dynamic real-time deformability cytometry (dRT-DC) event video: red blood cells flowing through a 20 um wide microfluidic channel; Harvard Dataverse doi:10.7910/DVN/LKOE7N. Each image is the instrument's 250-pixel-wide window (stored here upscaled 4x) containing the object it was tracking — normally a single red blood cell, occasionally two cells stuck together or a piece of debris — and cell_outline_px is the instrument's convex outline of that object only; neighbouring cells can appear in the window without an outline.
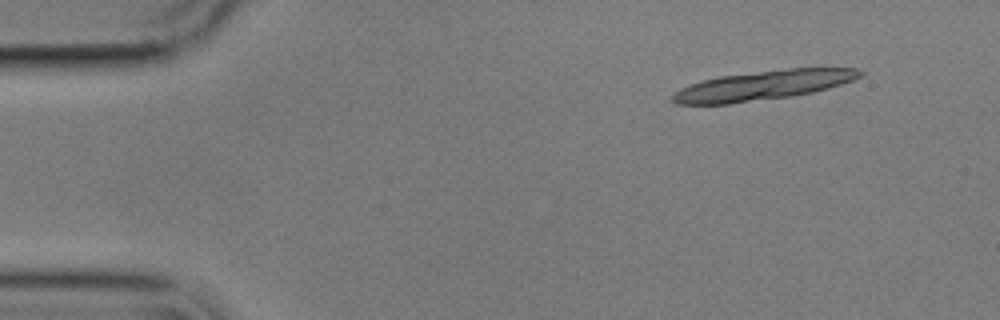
{"species": "common noctule bat (a hibernating species)", "species_latin": "Nyctalus noctula", "temperature_condition": "cold", "stored_images_in_passage": 14, "camera_frame_rate_fps": 3000, "um_per_image_px": 0.085, "animal": {"sex": "male", "body_mass_g": 17.9}, "frame": {"image": 1, "passage_image": 1, "time_ms": 0.0, "image_size_px": [1000, 320], "cell_outline_px": [[864, 76], [828, 88], [812, 92], [792, 96], [728, 104], [676, 104], [672, 100], [672, 96], [680, 88], [700, 80], [720, 76], [788, 68], [856, 68], [864, 72]], "centroid_in_image_um": [64.87, 7.25], "position_along_channel_um": 20.1, "area_um2": 32.02}}